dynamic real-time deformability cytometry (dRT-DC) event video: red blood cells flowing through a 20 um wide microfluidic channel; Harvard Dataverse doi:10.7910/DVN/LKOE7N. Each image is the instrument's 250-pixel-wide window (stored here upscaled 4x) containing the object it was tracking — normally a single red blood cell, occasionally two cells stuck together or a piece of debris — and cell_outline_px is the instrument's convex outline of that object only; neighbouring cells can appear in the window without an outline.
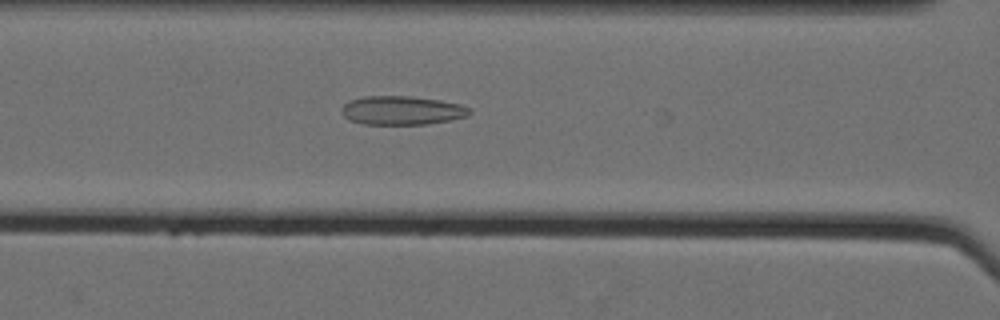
{"species": "Egyptian fruit bat (a non-hibernating species)", "species_latin": "Rousettus aegyptiacus", "temperature_condition": "cold", "stored_images_in_passage": 19, "camera_frame_rate_fps": 3000, "um_per_image_px": 0.085, "animal": {"sex": "female"}, "frame": {"image": 1, "passage_image": 18, "time_ms": 5.667, "image_size_px": [1000, 320], "cell_outline_px": [[472, 112], [468, 116], [428, 124], [360, 124], [348, 120], [344, 116], [340, 108], [344, 104], [352, 100], [364, 96], [412, 96], [440, 100], [460, 104], [468, 108]], "centroid_in_image_um": [34.14, 9.38], "position_along_channel_um": 132.5, "area_um2": 21.5}}